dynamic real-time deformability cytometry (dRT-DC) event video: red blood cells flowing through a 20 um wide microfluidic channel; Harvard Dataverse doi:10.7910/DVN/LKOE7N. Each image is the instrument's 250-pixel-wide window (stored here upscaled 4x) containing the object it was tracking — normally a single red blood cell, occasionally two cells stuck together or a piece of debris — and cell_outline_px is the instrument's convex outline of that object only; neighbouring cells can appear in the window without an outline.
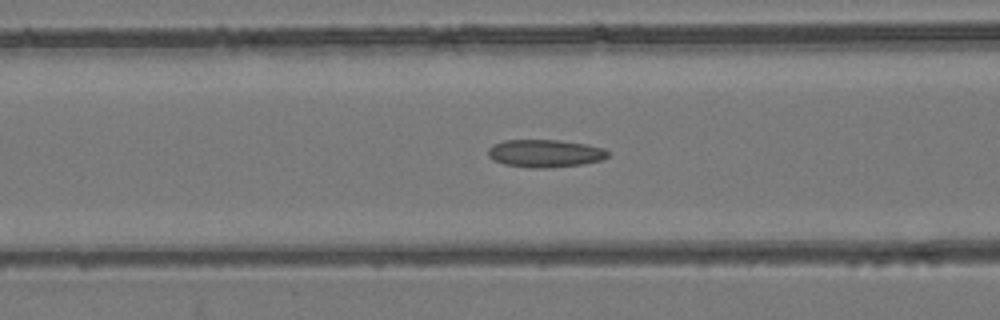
{"species": "common noctule bat (a hibernating species)", "species_latin": "Nyctalus noctula", "temperature_condition": "room temperature", "stored_images_in_passage": 53, "camera_frame_rate_fps": 3000, "um_per_image_px": 0.085, "animal": {"sex": "female", "body_mass_g": 24.6, "forearm_length_mm": 56.2}, "frame": {"image": 1, "passage_image": 21, "time_ms": 6.667, "image_size_px": [1000, 320], "cell_outline_px": [[608, 156], [600, 160], [580, 164], [548, 168], [532, 168], [504, 164], [492, 160], [488, 156], [488, 148], [492, 144], [504, 140], [560, 140], [584, 144], [604, 148], [608, 152]], "centroid_in_image_um": [46.27, 13.03], "position_along_channel_um": 120.3, "area_um2": 19.31}}
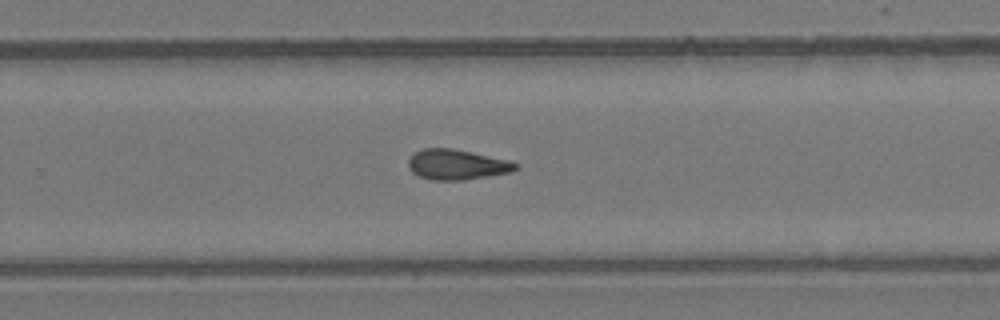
{"frame": {"image": 2, "passage_image": 34, "time_ms": 11.0, "image_size_px": [1000, 320], "cell_outline_px": [[516, 168], [512, 172], [464, 180], [432, 180], [420, 176], [412, 172], [408, 168], [408, 160], [412, 152], [424, 148], [452, 148], [472, 152], [508, 160], [516, 164]], "centroid_in_image_um": [38.77, 13.98], "position_along_channel_um": 291.0, "area_um2": 18.9}}
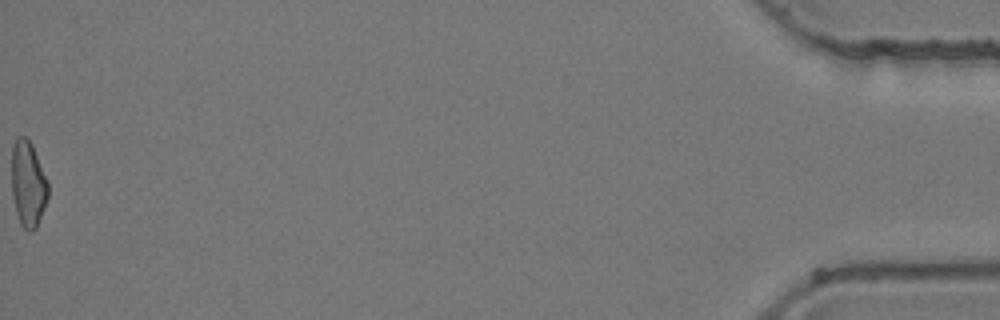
{"frame": {"image": 3, "passage_image": 53, "time_ms": 17.333, "image_size_px": [1000, 320], "cell_outline_px": [[48, 196], [44, 208], [36, 228], [32, 232], [28, 232], [20, 224], [16, 212], [12, 196], [12, 144], [16, 136], [24, 136], [32, 144], [48, 184]], "centroid_in_image_um": [2.36, 15.64], "position_along_channel_um": 432.8, "area_um2": 18.21}, "authors_computed_cell_mechanics": {"area_um2": 18.7272, "velocity_mm_per_s": 3.9475, "shape_relaxation_time_tau1_ms": null, "shape_relaxation_time_tau2_ms": 2.8593, "deformation_change_tau1": null, "deformation_change_tau2": 0.105}}